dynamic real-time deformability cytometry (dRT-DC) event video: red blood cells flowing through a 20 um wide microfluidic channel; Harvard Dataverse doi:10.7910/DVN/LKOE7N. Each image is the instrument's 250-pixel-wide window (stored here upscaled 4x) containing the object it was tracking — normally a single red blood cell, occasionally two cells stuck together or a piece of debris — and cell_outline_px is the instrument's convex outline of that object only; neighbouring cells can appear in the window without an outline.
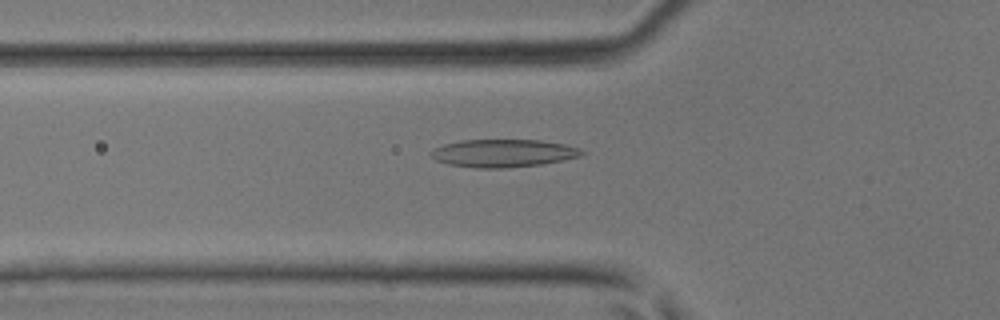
{"species": "common noctule bat (a hibernating species)", "species_latin": "Nyctalus noctula", "temperature_condition": "room temperature", "stored_images_in_passage": 37, "camera_frame_rate_fps": 3000, "um_per_image_px": 0.085, "animal": {"sex": "male", "body_mass_g": 17.9, "forearm_length_mm": 54.2}, "frame": {"image": 1, "passage_image": 11, "time_ms": 3.333, "image_size_px": [1000, 320], "cell_outline_px": [[588, 152], [580, 156], [540, 164], [504, 168], [476, 168], [448, 164], [436, 160], [428, 152], [444, 144], [460, 140], [540, 140], [564, 144], [580, 148]], "centroid_in_image_um": [42.77, 13.01], "position_along_channel_um": 83.0, "area_um2": 24.33}}
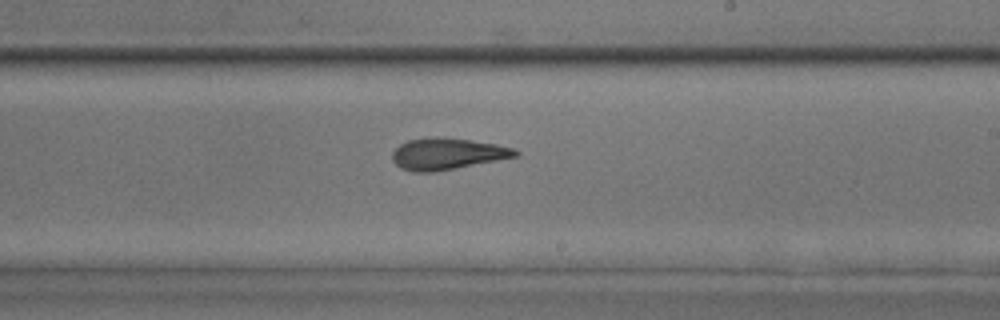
{"frame": {"image": 2, "passage_image": 22, "time_ms": 7.0, "image_size_px": [1000, 320], "cell_outline_px": [[520, 156], [456, 168], [432, 172], [412, 172], [400, 168], [392, 160], [392, 152], [400, 144], [408, 140], [436, 136], [468, 140], [496, 144], [512, 148], [520, 152]], "centroid_in_image_um": [38.0, 13.08], "position_along_channel_um": 251.0, "area_um2": 22.6}}
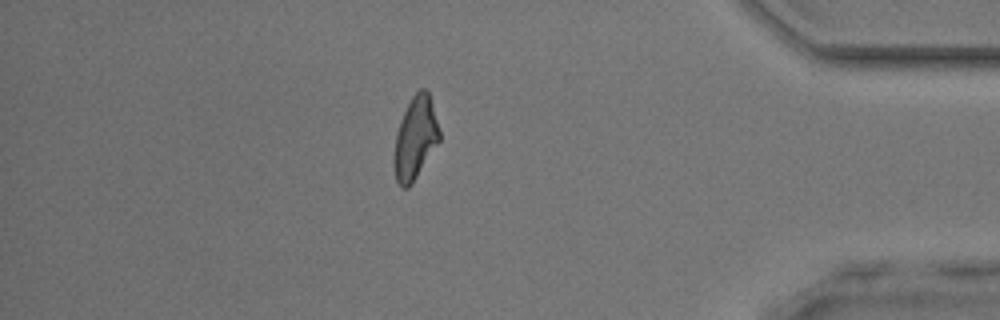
{"frame": {"image": 3, "passage_image": 34, "time_ms": 11.0, "image_size_px": [1000, 320], "cell_outline_px": [[440, 140], [412, 184], [408, 188], [400, 188], [396, 180], [392, 164], [392, 160], [396, 136], [400, 120], [412, 96], [420, 88], [424, 88], [428, 92], [432, 104], [440, 132]], "centroid_in_image_um": [35.27, 11.79], "position_along_channel_um": 399.9, "area_um2": 21.85}}